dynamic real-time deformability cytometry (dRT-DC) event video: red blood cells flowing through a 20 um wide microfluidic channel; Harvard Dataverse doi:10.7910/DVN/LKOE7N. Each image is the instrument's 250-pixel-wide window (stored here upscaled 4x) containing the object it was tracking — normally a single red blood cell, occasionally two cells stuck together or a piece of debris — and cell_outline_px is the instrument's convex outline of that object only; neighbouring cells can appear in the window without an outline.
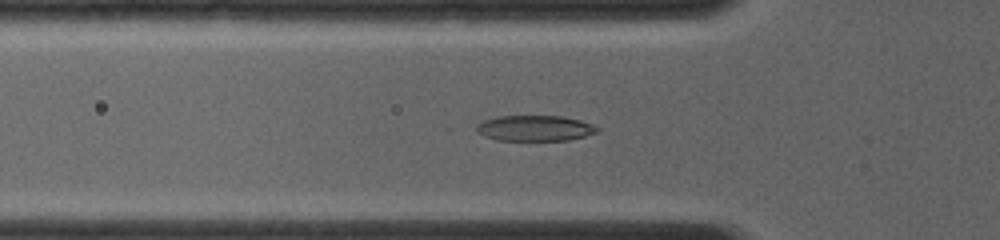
{"species": "common noctule bat (a hibernating species)", "species_latin": "Nyctalus noctula", "temperature_condition": "room temperature", "stored_images_in_passage": 2, "camera_frame_rate_fps": 4000, "um_per_image_px": 0.085, "animal": {"sex": "female", "body_mass_g": 19.0, "forearm_length_mm": 56.7}, "frame": {"image": 1, "passage_image": 2, "time_ms": 0.5, "image_size_px": [1000, 240], "cell_outline_px": [[600, 132], [568, 140], [496, 140], [484, 136], [476, 132], [476, 124], [484, 120], [496, 116], [560, 116], [580, 120], [592, 124], [600, 128]], "centroid_in_image_um": [45.45, 10.89], "position_along_channel_um": 80.3, "area_um2": 18.15}}